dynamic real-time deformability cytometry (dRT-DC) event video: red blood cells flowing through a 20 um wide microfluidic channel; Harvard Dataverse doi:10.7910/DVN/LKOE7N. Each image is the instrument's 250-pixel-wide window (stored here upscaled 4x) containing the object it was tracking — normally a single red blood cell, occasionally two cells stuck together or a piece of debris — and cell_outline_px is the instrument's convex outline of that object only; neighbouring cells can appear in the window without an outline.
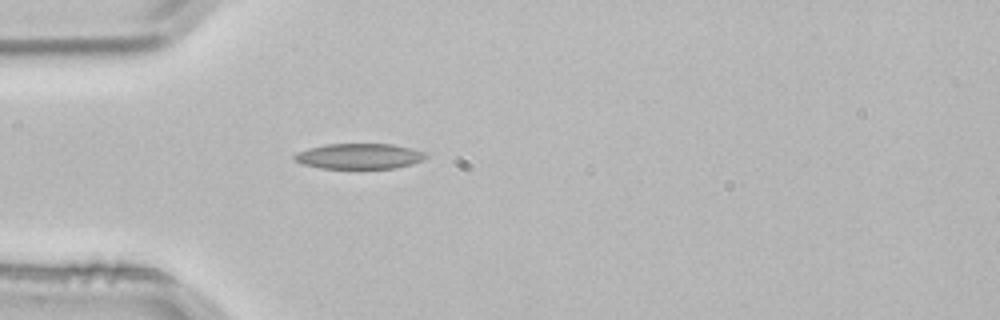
{"species": "common noctule bat (a hibernating species)", "species_latin": "Nyctalus noctula", "temperature_condition": "room temperature", "stored_images_in_passage": 2, "camera_frame_rate_fps": 3000, "um_per_image_px": 0.085, "animal": {"sex": "male", "body_mass_g": 21.5, "forearm_length_mm": 52.0}, "frame": {"image": 1, "passage_image": 2, "time_ms": 0.333, "image_size_px": [1000, 320], "cell_outline_px": [[428, 156], [424, 160], [412, 164], [396, 168], [320, 168], [304, 164], [296, 160], [292, 156], [296, 152], [308, 148], [328, 144], [392, 144], [424, 152]], "centroid_in_image_um": [30.54, 13.28], "position_along_channel_um": 54.5, "area_um2": 19.36}}